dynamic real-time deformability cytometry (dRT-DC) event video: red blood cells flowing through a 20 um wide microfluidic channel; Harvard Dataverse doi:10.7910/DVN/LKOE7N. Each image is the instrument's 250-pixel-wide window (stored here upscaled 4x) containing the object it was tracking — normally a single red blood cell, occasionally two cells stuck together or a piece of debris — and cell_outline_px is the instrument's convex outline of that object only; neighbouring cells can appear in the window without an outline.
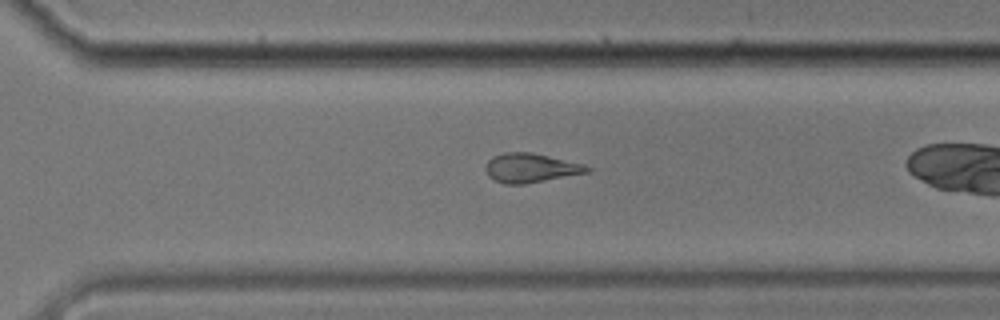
{"species": "common noctule bat (a hibernating species)", "species_latin": "Nyctalus noctula", "temperature_condition": "cold", "stored_images_in_passage": 35, "camera_frame_rate_fps": 3000, "um_per_image_px": 0.085, "animal": {"sex": "male", "body_mass_g": 17.9}, "frame": {"image": 1, "passage_image": 30, "time_ms": 9.667, "image_size_px": [1000, 320], "cell_outline_px": [[592, 168], [588, 172], [524, 184], [504, 184], [488, 176], [484, 168], [488, 160], [492, 156], [504, 152], [532, 152], [584, 164]], "centroid_in_image_um": [45.07, 14.26], "position_along_channel_um": 325.5, "area_um2": 17.22}}